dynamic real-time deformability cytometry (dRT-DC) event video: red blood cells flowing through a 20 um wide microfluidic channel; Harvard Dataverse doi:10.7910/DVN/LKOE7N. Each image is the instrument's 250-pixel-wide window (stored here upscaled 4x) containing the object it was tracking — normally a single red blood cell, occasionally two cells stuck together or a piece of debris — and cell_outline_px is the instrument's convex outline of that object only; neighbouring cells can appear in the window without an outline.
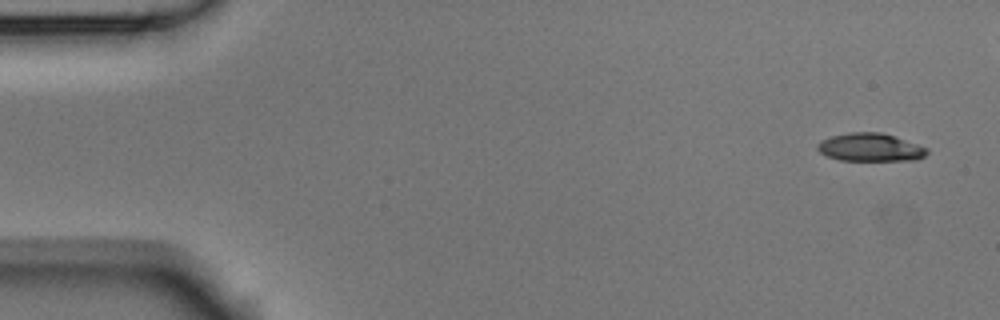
{"species": "Egyptian fruit bat (a non-hibernating species)", "species_latin": "Rousettus aegyptiacus", "temperature_condition": "room temperature", "stored_images_in_passage": 5, "camera_frame_rate_fps": 3000, "um_per_image_px": 0.085, "animal": {"sex": "male"}, "frame": {"image": 1, "passage_image": 1, "time_ms": 0.0, "image_size_px": [1000, 320], "cell_outline_px": [[928, 152], [924, 156], [916, 160], [840, 160], [828, 156], [820, 152], [816, 148], [816, 144], [820, 140], [832, 136], [848, 132], [880, 132], [928, 148]], "centroid_in_image_um": [73.93, 12.52], "position_along_channel_um": 11.1, "area_um2": 17.74}}